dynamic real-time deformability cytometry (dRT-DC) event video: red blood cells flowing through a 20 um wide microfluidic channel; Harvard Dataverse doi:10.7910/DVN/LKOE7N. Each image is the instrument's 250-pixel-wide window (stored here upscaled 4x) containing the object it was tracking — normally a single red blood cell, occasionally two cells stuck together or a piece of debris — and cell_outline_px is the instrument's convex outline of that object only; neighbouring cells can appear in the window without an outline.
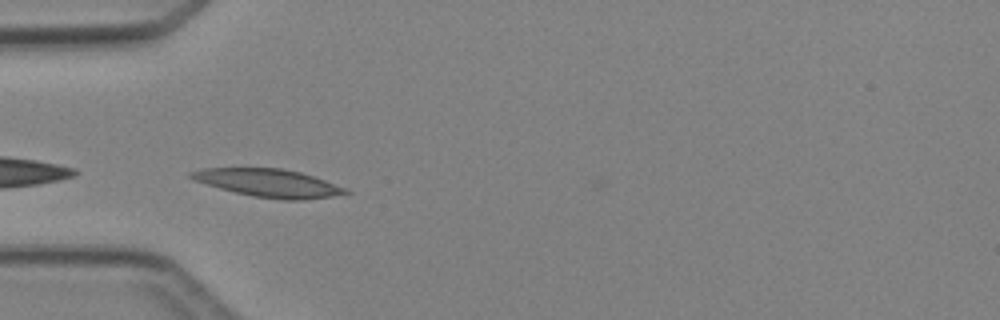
{"species": "Egyptian fruit bat (a non-hibernating species)", "species_latin": "Rousettus aegyptiacus", "temperature_condition": "cold", "stored_images_in_passage": 4, "camera_frame_rate_fps": 3000, "um_per_image_px": 0.085, "animal": {"sex": "female"}, "frame": {"image": 1, "passage_image": 2, "time_ms": 1.0, "image_size_px": [1000, 320], "cell_outline_px": [[352, 192], [332, 196], [304, 200], [284, 200], [252, 196], [220, 188], [192, 180], [188, 176], [188, 172], [204, 168], [280, 168], [300, 172], [348, 188]], "centroid_in_image_um": [22.82, 15.55], "position_along_channel_um": 62.2, "area_um2": 25.14}}
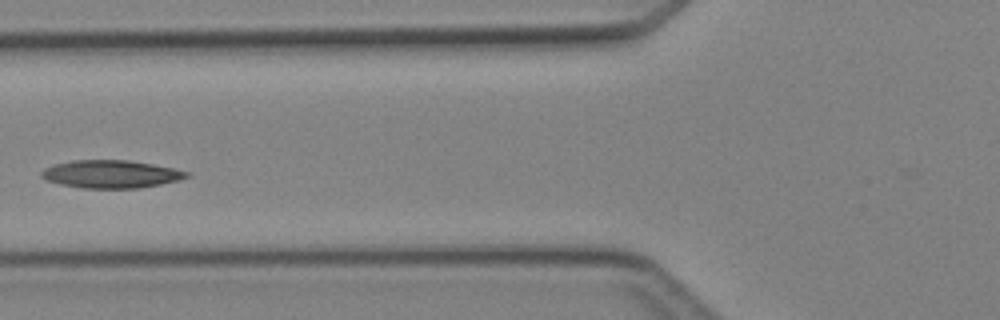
{"frame": {"image": 2, "passage_image": 3, "time_ms": 2.333, "image_size_px": [1000, 320], "cell_outline_px": [[192, 172], [188, 176], [180, 180], [140, 188], [80, 188], [60, 184], [48, 180], [40, 176], [40, 172], [44, 168], [52, 164], [72, 160], [128, 160], [152, 164]], "centroid_in_image_um": [9.41, 14.79], "position_along_channel_um": 116.4, "area_um2": 23.64}}
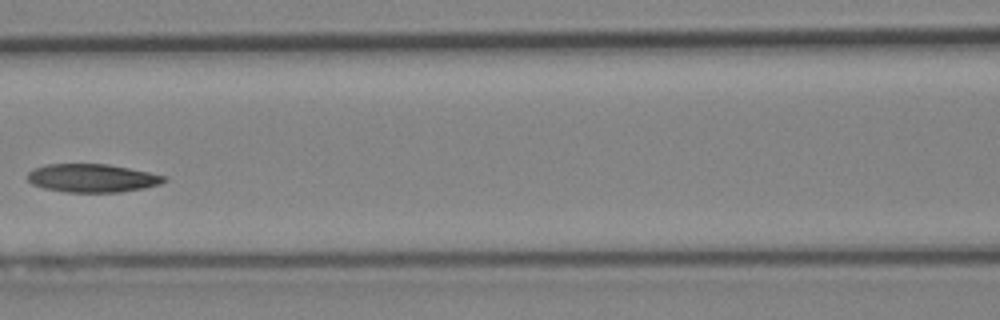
{"frame": {"image": 3, "passage_image": 4, "time_ms": 3.333, "image_size_px": [1000, 320], "cell_outline_px": [[168, 180], [160, 184], [144, 188], [120, 192], [64, 192], [44, 188], [32, 184], [28, 180], [28, 172], [32, 168], [48, 164], [108, 164], [168, 176]], "centroid_in_image_um": [7.85, 15.14], "position_along_channel_um": 158.8, "area_um2": 22.6}}